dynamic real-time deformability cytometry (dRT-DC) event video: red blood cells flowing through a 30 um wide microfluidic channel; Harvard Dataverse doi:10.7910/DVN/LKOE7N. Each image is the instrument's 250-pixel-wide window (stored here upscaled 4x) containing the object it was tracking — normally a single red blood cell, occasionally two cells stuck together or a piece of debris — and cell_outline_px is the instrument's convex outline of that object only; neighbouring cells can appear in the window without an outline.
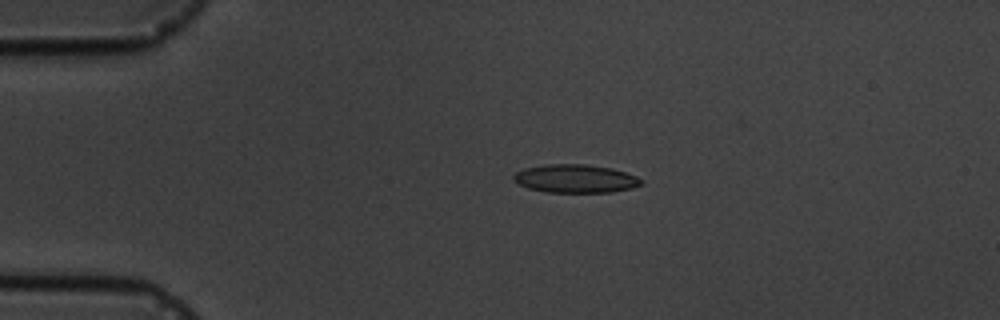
{"species": "common noctule bat (a hibernating species)", "species_latin": "Nyctalus noctula", "temperature_condition": "cold", "stored_images_in_passage": 3, "camera_frame_rate_fps": 3000, "um_per_image_px": 0.085, "animal": {"sex": "male", "body_mass_g": 19.5, "forearm_length_mm": 54.6}, "frame": {"image": 1, "passage_image": 2, "time_ms": 1.333, "image_size_px": [1000, 320], "cell_outline_px": [[644, 184], [632, 188], [612, 192], [544, 192], [528, 188], [512, 180], [512, 176], [516, 172], [524, 168], [544, 164], [584, 164], [612, 168], [636, 176], [644, 180]], "centroid_in_image_um": [48.91, 15.18], "position_along_channel_um": 36.1, "area_um2": 21.21}}